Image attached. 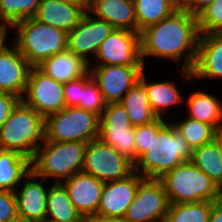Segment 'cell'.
<instances>
[{"label": "cell", "instance_id": "cell-33", "mask_svg": "<svg viewBox=\"0 0 222 222\" xmlns=\"http://www.w3.org/2000/svg\"><path fill=\"white\" fill-rule=\"evenodd\" d=\"M197 19L200 34L222 33V0H214Z\"/></svg>", "mask_w": 222, "mask_h": 222}, {"label": "cell", "instance_id": "cell-41", "mask_svg": "<svg viewBox=\"0 0 222 222\" xmlns=\"http://www.w3.org/2000/svg\"><path fill=\"white\" fill-rule=\"evenodd\" d=\"M89 222H127L124 217H109L103 215H92L89 216Z\"/></svg>", "mask_w": 222, "mask_h": 222}, {"label": "cell", "instance_id": "cell-24", "mask_svg": "<svg viewBox=\"0 0 222 222\" xmlns=\"http://www.w3.org/2000/svg\"><path fill=\"white\" fill-rule=\"evenodd\" d=\"M127 112L133 127L155 121L158 117L152 111L144 85L138 81L119 102Z\"/></svg>", "mask_w": 222, "mask_h": 222}, {"label": "cell", "instance_id": "cell-39", "mask_svg": "<svg viewBox=\"0 0 222 222\" xmlns=\"http://www.w3.org/2000/svg\"><path fill=\"white\" fill-rule=\"evenodd\" d=\"M213 2L214 0H180V6L197 17Z\"/></svg>", "mask_w": 222, "mask_h": 222}, {"label": "cell", "instance_id": "cell-31", "mask_svg": "<svg viewBox=\"0 0 222 222\" xmlns=\"http://www.w3.org/2000/svg\"><path fill=\"white\" fill-rule=\"evenodd\" d=\"M40 0H0V24L11 27L20 20L33 17Z\"/></svg>", "mask_w": 222, "mask_h": 222}, {"label": "cell", "instance_id": "cell-18", "mask_svg": "<svg viewBox=\"0 0 222 222\" xmlns=\"http://www.w3.org/2000/svg\"><path fill=\"white\" fill-rule=\"evenodd\" d=\"M86 11L87 3L40 0L33 18L68 33L78 25Z\"/></svg>", "mask_w": 222, "mask_h": 222}, {"label": "cell", "instance_id": "cell-15", "mask_svg": "<svg viewBox=\"0 0 222 222\" xmlns=\"http://www.w3.org/2000/svg\"><path fill=\"white\" fill-rule=\"evenodd\" d=\"M143 178L140 174L134 172L125 179L105 182L101 193L98 215L124 217L134 200L139 182Z\"/></svg>", "mask_w": 222, "mask_h": 222}, {"label": "cell", "instance_id": "cell-21", "mask_svg": "<svg viewBox=\"0 0 222 222\" xmlns=\"http://www.w3.org/2000/svg\"><path fill=\"white\" fill-rule=\"evenodd\" d=\"M17 215L20 222H46L47 193L42 183L35 179L25 181L21 191H14ZM19 192V193H17Z\"/></svg>", "mask_w": 222, "mask_h": 222}, {"label": "cell", "instance_id": "cell-36", "mask_svg": "<svg viewBox=\"0 0 222 222\" xmlns=\"http://www.w3.org/2000/svg\"><path fill=\"white\" fill-rule=\"evenodd\" d=\"M92 78L90 71H88L84 76L64 84L66 107H76L81 102L82 89Z\"/></svg>", "mask_w": 222, "mask_h": 222}, {"label": "cell", "instance_id": "cell-14", "mask_svg": "<svg viewBox=\"0 0 222 222\" xmlns=\"http://www.w3.org/2000/svg\"><path fill=\"white\" fill-rule=\"evenodd\" d=\"M108 22L94 18L86 11L78 25L68 32V50L81 57L91 67L87 54L94 57L100 44L114 31Z\"/></svg>", "mask_w": 222, "mask_h": 222}, {"label": "cell", "instance_id": "cell-28", "mask_svg": "<svg viewBox=\"0 0 222 222\" xmlns=\"http://www.w3.org/2000/svg\"><path fill=\"white\" fill-rule=\"evenodd\" d=\"M145 71L142 72L139 81L144 85L147 92V97L152 111L157 117L162 118V111H165L172 105L179 104L183 101L181 95L182 91H179L175 83L169 81H161L157 83H149L145 78Z\"/></svg>", "mask_w": 222, "mask_h": 222}, {"label": "cell", "instance_id": "cell-20", "mask_svg": "<svg viewBox=\"0 0 222 222\" xmlns=\"http://www.w3.org/2000/svg\"><path fill=\"white\" fill-rule=\"evenodd\" d=\"M87 11L115 29L137 32V19L133 0H88Z\"/></svg>", "mask_w": 222, "mask_h": 222}, {"label": "cell", "instance_id": "cell-30", "mask_svg": "<svg viewBox=\"0 0 222 222\" xmlns=\"http://www.w3.org/2000/svg\"><path fill=\"white\" fill-rule=\"evenodd\" d=\"M213 201L170 204L163 222H210Z\"/></svg>", "mask_w": 222, "mask_h": 222}, {"label": "cell", "instance_id": "cell-35", "mask_svg": "<svg viewBox=\"0 0 222 222\" xmlns=\"http://www.w3.org/2000/svg\"><path fill=\"white\" fill-rule=\"evenodd\" d=\"M165 124L163 117H158L151 123L135 127L136 162L149 150L152 135H156Z\"/></svg>", "mask_w": 222, "mask_h": 222}, {"label": "cell", "instance_id": "cell-23", "mask_svg": "<svg viewBox=\"0 0 222 222\" xmlns=\"http://www.w3.org/2000/svg\"><path fill=\"white\" fill-rule=\"evenodd\" d=\"M31 171L30 158L16 151L0 149V190L16 191V186Z\"/></svg>", "mask_w": 222, "mask_h": 222}, {"label": "cell", "instance_id": "cell-2", "mask_svg": "<svg viewBox=\"0 0 222 222\" xmlns=\"http://www.w3.org/2000/svg\"><path fill=\"white\" fill-rule=\"evenodd\" d=\"M192 152L177 128L166 122L152 135L149 150L135 163V172L145 178L159 179L182 162L191 161Z\"/></svg>", "mask_w": 222, "mask_h": 222}, {"label": "cell", "instance_id": "cell-13", "mask_svg": "<svg viewBox=\"0 0 222 222\" xmlns=\"http://www.w3.org/2000/svg\"><path fill=\"white\" fill-rule=\"evenodd\" d=\"M105 102L117 103L139 81L144 66L103 65L89 67Z\"/></svg>", "mask_w": 222, "mask_h": 222}, {"label": "cell", "instance_id": "cell-1", "mask_svg": "<svg viewBox=\"0 0 222 222\" xmlns=\"http://www.w3.org/2000/svg\"><path fill=\"white\" fill-rule=\"evenodd\" d=\"M199 37L197 17L180 6L170 16L140 32L142 62L144 64V59L148 56L180 62L185 53L181 68L185 79L191 80Z\"/></svg>", "mask_w": 222, "mask_h": 222}, {"label": "cell", "instance_id": "cell-44", "mask_svg": "<svg viewBox=\"0 0 222 222\" xmlns=\"http://www.w3.org/2000/svg\"><path fill=\"white\" fill-rule=\"evenodd\" d=\"M59 2L88 3V0H56Z\"/></svg>", "mask_w": 222, "mask_h": 222}, {"label": "cell", "instance_id": "cell-22", "mask_svg": "<svg viewBox=\"0 0 222 222\" xmlns=\"http://www.w3.org/2000/svg\"><path fill=\"white\" fill-rule=\"evenodd\" d=\"M37 67L63 84L76 80L89 71V64L69 50L51 56Z\"/></svg>", "mask_w": 222, "mask_h": 222}, {"label": "cell", "instance_id": "cell-25", "mask_svg": "<svg viewBox=\"0 0 222 222\" xmlns=\"http://www.w3.org/2000/svg\"><path fill=\"white\" fill-rule=\"evenodd\" d=\"M187 104L190 111L188 118L211 125L215 129L222 126V103L212 94L197 90L187 99Z\"/></svg>", "mask_w": 222, "mask_h": 222}, {"label": "cell", "instance_id": "cell-3", "mask_svg": "<svg viewBox=\"0 0 222 222\" xmlns=\"http://www.w3.org/2000/svg\"><path fill=\"white\" fill-rule=\"evenodd\" d=\"M16 30L14 46L32 67L44 60L68 50V33L35 18H27L13 24Z\"/></svg>", "mask_w": 222, "mask_h": 222}, {"label": "cell", "instance_id": "cell-8", "mask_svg": "<svg viewBox=\"0 0 222 222\" xmlns=\"http://www.w3.org/2000/svg\"><path fill=\"white\" fill-rule=\"evenodd\" d=\"M82 172L103 182L125 179L135 172V164L100 138L87 143Z\"/></svg>", "mask_w": 222, "mask_h": 222}, {"label": "cell", "instance_id": "cell-37", "mask_svg": "<svg viewBox=\"0 0 222 222\" xmlns=\"http://www.w3.org/2000/svg\"><path fill=\"white\" fill-rule=\"evenodd\" d=\"M0 222H20L14 191L0 190Z\"/></svg>", "mask_w": 222, "mask_h": 222}, {"label": "cell", "instance_id": "cell-34", "mask_svg": "<svg viewBox=\"0 0 222 222\" xmlns=\"http://www.w3.org/2000/svg\"><path fill=\"white\" fill-rule=\"evenodd\" d=\"M106 105L98 84L92 78L82 89L81 102L76 107L93 112L100 117Z\"/></svg>", "mask_w": 222, "mask_h": 222}, {"label": "cell", "instance_id": "cell-7", "mask_svg": "<svg viewBox=\"0 0 222 222\" xmlns=\"http://www.w3.org/2000/svg\"><path fill=\"white\" fill-rule=\"evenodd\" d=\"M100 117L79 107H65L45 118V140L86 142L99 138Z\"/></svg>", "mask_w": 222, "mask_h": 222}, {"label": "cell", "instance_id": "cell-32", "mask_svg": "<svg viewBox=\"0 0 222 222\" xmlns=\"http://www.w3.org/2000/svg\"><path fill=\"white\" fill-rule=\"evenodd\" d=\"M187 141L192 150L214 140L215 128L203 122L184 118L179 123H172Z\"/></svg>", "mask_w": 222, "mask_h": 222}, {"label": "cell", "instance_id": "cell-11", "mask_svg": "<svg viewBox=\"0 0 222 222\" xmlns=\"http://www.w3.org/2000/svg\"><path fill=\"white\" fill-rule=\"evenodd\" d=\"M21 100L46 118L66 107L64 84L46 75L38 67H31Z\"/></svg>", "mask_w": 222, "mask_h": 222}, {"label": "cell", "instance_id": "cell-43", "mask_svg": "<svg viewBox=\"0 0 222 222\" xmlns=\"http://www.w3.org/2000/svg\"><path fill=\"white\" fill-rule=\"evenodd\" d=\"M214 141L222 153V126L215 130Z\"/></svg>", "mask_w": 222, "mask_h": 222}, {"label": "cell", "instance_id": "cell-26", "mask_svg": "<svg viewBox=\"0 0 222 222\" xmlns=\"http://www.w3.org/2000/svg\"><path fill=\"white\" fill-rule=\"evenodd\" d=\"M46 222H71L82 217L62 182H53L47 193Z\"/></svg>", "mask_w": 222, "mask_h": 222}, {"label": "cell", "instance_id": "cell-38", "mask_svg": "<svg viewBox=\"0 0 222 222\" xmlns=\"http://www.w3.org/2000/svg\"><path fill=\"white\" fill-rule=\"evenodd\" d=\"M20 101V97L10 93L0 92V128L8 120L12 111Z\"/></svg>", "mask_w": 222, "mask_h": 222}, {"label": "cell", "instance_id": "cell-10", "mask_svg": "<svg viewBox=\"0 0 222 222\" xmlns=\"http://www.w3.org/2000/svg\"><path fill=\"white\" fill-rule=\"evenodd\" d=\"M169 205L162 181L144 177L124 219L127 222H163Z\"/></svg>", "mask_w": 222, "mask_h": 222}, {"label": "cell", "instance_id": "cell-5", "mask_svg": "<svg viewBox=\"0 0 222 222\" xmlns=\"http://www.w3.org/2000/svg\"><path fill=\"white\" fill-rule=\"evenodd\" d=\"M44 140L45 118L21 100L0 128V149L16 151L32 160Z\"/></svg>", "mask_w": 222, "mask_h": 222}, {"label": "cell", "instance_id": "cell-12", "mask_svg": "<svg viewBox=\"0 0 222 222\" xmlns=\"http://www.w3.org/2000/svg\"><path fill=\"white\" fill-rule=\"evenodd\" d=\"M95 66H144L141 58L140 33L125 29L114 31L100 44Z\"/></svg>", "mask_w": 222, "mask_h": 222}, {"label": "cell", "instance_id": "cell-27", "mask_svg": "<svg viewBox=\"0 0 222 222\" xmlns=\"http://www.w3.org/2000/svg\"><path fill=\"white\" fill-rule=\"evenodd\" d=\"M137 32L157 24L180 7V0H133Z\"/></svg>", "mask_w": 222, "mask_h": 222}, {"label": "cell", "instance_id": "cell-9", "mask_svg": "<svg viewBox=\"0 0 222 222\" xmlns=\"http://www.w3.org/2000/svg\"><path fill=\"white\" fill-rule=\"evenodd\" d=\"M99 138L136 163L135 127L119 102L106 105L100 116Z\"/></svg>", "mask_w": 222, "mask_h": 222}, {"label": "cell", "instance_id": "cell-29", "mask_svg": "<svg viewBox=\"0 0 222 222\" xmlns=\"http://www.w3.org/2000/svg\"><path fill=\"white\" fill-rule=\"evenodd\" d=\"M191 162L218 187L222 185V153L214 140L195 148Z\"/></svg>", "mask_w": 222, "mask_h": 222}, {"label": "cell", "instance_id": "cell-42", "mask_svg": "<svg viewBox=\"0 0 222 222\" xmlns=\"http://www.w3.org/2000/svg\"><path fill=\"white\" fill-rule=\"evenodd\" d=\"M7 26L0 27V54L5 50L7 45L5 44V38L7 37Z\"/></svg>", "mask_w": 222, "mask_h": 222}, {"label": "cell", "instance_id": "cell-17", "mask_svg": "<svg viewBox=\"0 0 222 222\" xmlns=\"http://www.w3.org/2000/svg\"><path fill=\"white\" fill-rule=\"evenodd\" d=\"M31 67L14 45L6 47L0 54V92L22 99Z\"/></svg>", "mask_w": 222, "mask_h": 222}, {"label": "cell", "instance_id": "cell-4", "mask_svg": "<svg viewBox=\"0 0 222 222\" xmlns=\"http://www.w3.org/2000/svg\"><path fill=\"white\" fill-rule=\"evenodd\" d=\"M43 144V145H42ZM87 143L53 142L44 140L37 148L31 160L32 171L28 174L30 179L55 177V183H60L78 172H82L84 155Z\"/></svg>", "mask_w": 222, "mask_h": 222}, {"label": "cell", "instance_id": "cell-19", "mask_svg": "<svg viewBox=\"0 0 222 222\" xmlns=\"http://www.w3.org/2000/svg\"><path fill=\"white\" fill-rule=\"evenodd\" d=\"M192 80L222 78V33L200 34Z\"/></svg>", "mask_w": 222, "mask_h": 222}, {"label": "cell", "instance_id": "cell-46", "mask_svg": "<svg viewBox=\"0 0 222 222\" xmlns=\"http://www.w3.org/2000/svg\"><path fill=\"white\" fill-rule=\"evenodd\" d=\"M218 200L222 203V185L219 187V197Z\"/></svg>", "mask_w": 222, "mask_h": 222}, {"label": "cell", "instance_id": "cell-6", "mask_svg": "<svg viewBox=\"0 0 222 222\" xmlns=\"http://www.w3.org/2000/svg\"><path fill=\"white\" fill-rule=\"evenodd\" d=\"M170 204L217 201L219 187L191 161H185L159 178Z\"/></svg>", "mask_w": 222, "mask_h": 222}, {"label": "cell", "instance_id": "cell-16", "mask_svg": "<svg viewBox=\"0 0 222 222\" xmlns=\"http://www.w3.org/2000/svg\"><path fill=\"white\" fill-rule=\"evenodd\" d=\"M74 207L82 216L98 214L101 193L105 182L93 175L78 172L62 183Z\"/></svg>", "mask_w": 222, "mask_h": 222}, {"label": "cell", "instance_id": "cell-40", "mask_svg": "<svg viewBox=\"0 0 222 222\" xmlns=\"http://www.w3.org/2000/svg\"><path fill=\"white\" fill-rule=\"evenodd\" d=\"M210 222H222V203L219 200L213 201Z\"/></svg>", "mask_w": 222, "mask_h": 222}, {"label": "cell", "instance_id": "cell-45", "mask_svg": "<svg viewBox=\"0 0 222 222\" xmlns=\"http://www.w3.org/2000/svg\"><path fill=\"white\" fill-rule=\"evenodd\" d=\"M71 222H89V217L88 216H82L81 218L71 221Z\"/></svg>", "mask_w": 222, "mask_h": 222}]
</instances>
